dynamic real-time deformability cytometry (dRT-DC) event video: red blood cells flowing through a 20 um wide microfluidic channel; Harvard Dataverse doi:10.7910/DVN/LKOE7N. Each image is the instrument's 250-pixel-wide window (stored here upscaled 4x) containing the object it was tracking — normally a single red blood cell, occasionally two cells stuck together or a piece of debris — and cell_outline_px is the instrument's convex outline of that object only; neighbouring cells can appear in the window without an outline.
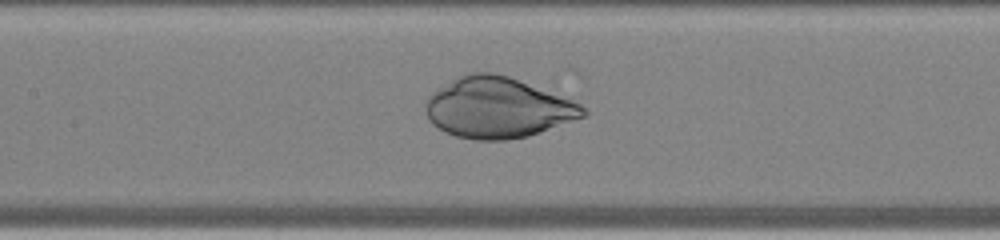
{"species": "human", "species_latin": "Homo sapiens", "temperature_condition": "warm", "stored_images_in_passage": 40, "segment_of_instrument_passage": [3, 3], "camera_frame_rate_fps": 3000, "um_per_image_px": 0.085, "donor": {"sex": "male"}, "frame": {"image": 1, "passage_image": 22, "time_ms": 7.0, "image_size_px": [1000, 240], "cell_outline_px": [[584, 112], [580, 116], [536, 132], [524, 136], [460, 136], [448, 132], [436, 124], [432, 120], [432, 100], [440, 92], [460, 80], [468, 76], [504, 76], [576, 104]], "centroid_in_image_um": [42.38, 9.19], "position_along_channel_um": 165.0, "area_um2": 48.15}}
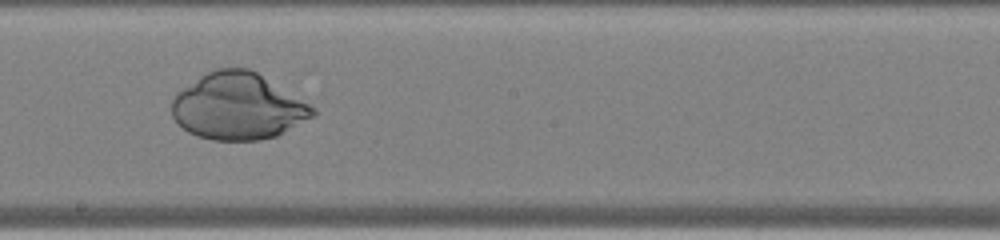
{"frame": {"image": 2, "passage_image": 26, "time_ms": 8.333, "image_size_px": [1000, 240], "cell_outline_px": [[312, 112], [308, 116], [280, 132], [272, 136], [252, 140], [220, 140], [204, 136], [192, 132], [184, 128], [176, 120], [176, 100], [184, 92], [204, 76], [212, 72], [236, 68], [252, 72], [260, 76], [304, 104]], "centroid_in_image_um": [20.19, 9.09], "position_along_channel_um": 228.0, "area_um2": 49.36}}
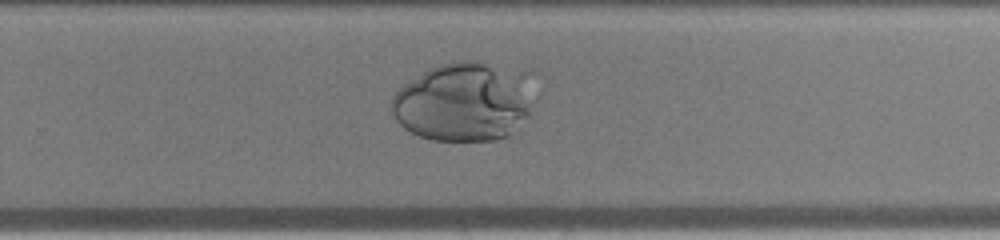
{"frame": {"image": 3, "passage_image": 30, "time_ms": 9.667, "image_size_px": [1000, 240], "cell_outline_px": [[520, 108], [504, 136], [484, 140], [440, 140], [424, 136], [408, 128], [400, 120], [484, 84]], "centroid_in_image_um": [39.6, 9.94], "position_along_channel_um": 290.2, "area_um2": 30.06}}